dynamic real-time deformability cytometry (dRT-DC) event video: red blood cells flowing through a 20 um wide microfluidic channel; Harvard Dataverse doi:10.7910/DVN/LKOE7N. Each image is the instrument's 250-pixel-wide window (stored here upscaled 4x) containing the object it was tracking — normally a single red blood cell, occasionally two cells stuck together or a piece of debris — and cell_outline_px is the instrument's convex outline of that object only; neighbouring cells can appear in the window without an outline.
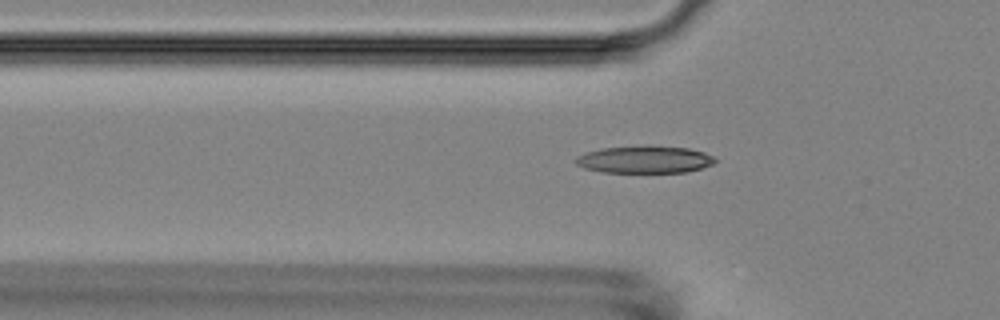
{"species": "Egyptian fruit bat (a non-hibernating species)", "species_latin": "Rousettus aegyptiacus", "temperature_condition": "room temperature", "stored_images_in_passage": 39, "camera_frame_rate_fps": 3000, "um_per_image_px": 0.085, "animal": {"sex": "female"}, "frame": {"image": 1, "passage_image": 2, "time_ms": 0.333, "image_size_px": [1000, 320], "cell_outline_px": [[716, 160], [712, 164], [700, 168], [684, 172], [600, 172], [584, 168], [576, 164], [576, 156], [600, 148], [688, 148], [704, 152], [712, 156]], "centroid_in_image_um": [54.76, 13.6], "position_along_channel_um": 71.0, "area_um2": 21.1}}
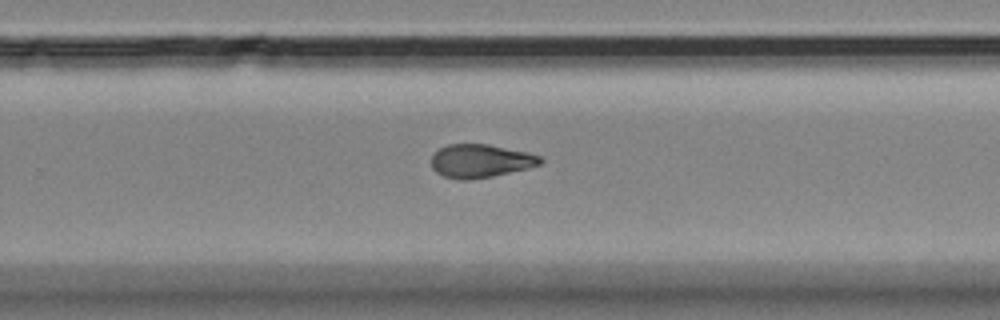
{"frame": {"image": 2, "passage_image": 20, "time_ms": 6.333, "image_size_px": [1000, 320], "cell_outline_px": [[544, 160], [540, 164], [528, 168], [492, 176], [468, 180], [460, 180], [444, 176], [436, 172], [432, 168], [432, 156], [440, 148], [448, 144], [488, 144], [528, 152], [540, 156]], "centroid_in_image_um": [40.85, 13.68], "position_along_channel_um": 289.0, "area_um2": 21.1}}
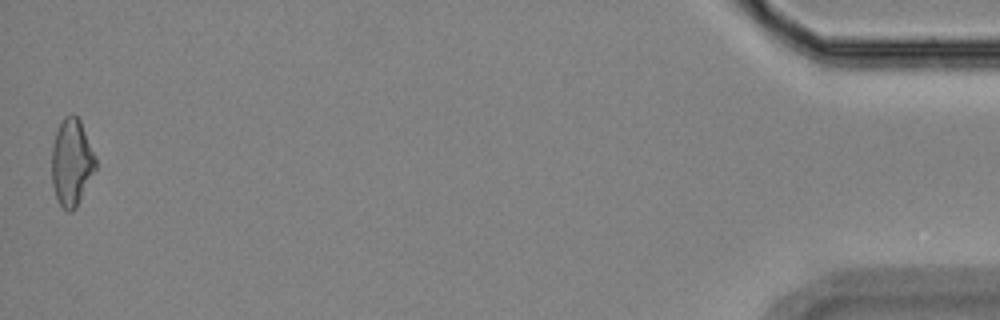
{"frame": {"image": 3, "passage_image": 39, "time_ms": 12.667, "image_size_px": [1000, 320], "cell_outline_px": [[96, 168], [76, 208], [72, 212], [68, 212], [60, 204], [56, 196], [52, 184], [52, 144], [56, 132], [64, 116], [72, 112], [80, 120], [96, 156]], "centroid_in_image_um": [6.09, 13.78], "position_along_channel_um": 429.1, "area_um2": 22.25}, "authors_computed_cell_mechanics": {"area_um2": 21.2126, "velocity_mm_per_s": 3.6169, "shape_relaxation_time_tau1_ms": null, "shape_relaxation_time_tau2_ms": 3.7466, "deformation_change_tau1": null, "deformation_change_tau2": 0.0948}}